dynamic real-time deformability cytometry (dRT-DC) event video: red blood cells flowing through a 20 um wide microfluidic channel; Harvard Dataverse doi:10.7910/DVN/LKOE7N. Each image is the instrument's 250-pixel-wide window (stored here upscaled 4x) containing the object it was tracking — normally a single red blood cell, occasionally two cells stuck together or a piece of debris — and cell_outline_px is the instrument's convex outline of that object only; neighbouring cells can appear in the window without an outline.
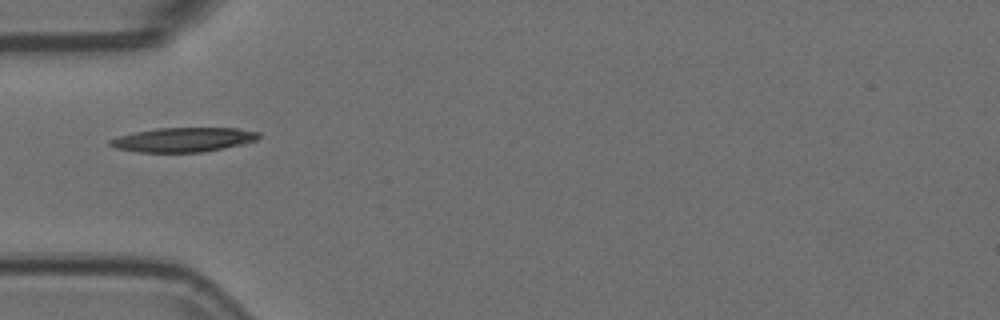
{"species": "Egyptian fruit bat (a non-hibernating species)", "species_latin": "Rousettus aegyptiacus", "temperature_condition": "room temperature", "stored_images_in_passage": 1, "camera_frame_rate_fps": 3000, "um_per_image_px": 0.085, "animal": {"sex": "female"}, "frame": {"image": 1, "passage_image": 1, "time_ms": 0.0, "image_size_px": [1000, 320], "cell_outline_px": [[260, 136], [256, 140], [244, 144], [204, 152], [136, 152], [116, 148], [108, 144], [108, 140], [120, 136], [136, 132], [156, 128], [236, 128], [260, 132]], "centroid_in_image_um": [15.6, 11.88], "position_along_channel_um": 69.4, "area_um2": 21.1}}